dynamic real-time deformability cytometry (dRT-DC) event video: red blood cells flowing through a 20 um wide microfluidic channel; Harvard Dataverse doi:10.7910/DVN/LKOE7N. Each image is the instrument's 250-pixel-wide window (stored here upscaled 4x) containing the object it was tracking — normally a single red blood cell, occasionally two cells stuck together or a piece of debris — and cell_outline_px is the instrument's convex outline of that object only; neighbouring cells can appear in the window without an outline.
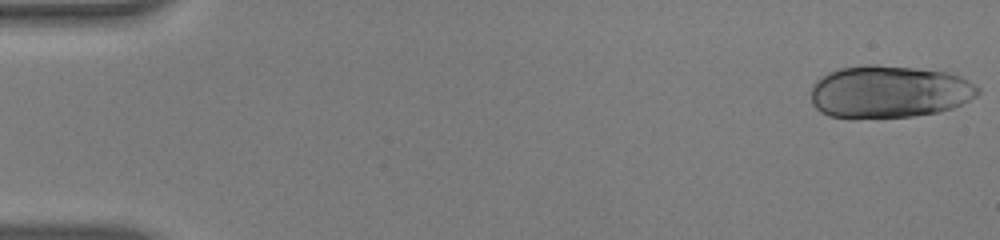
{"species": "human", "species_latin": "Homo sapiens", "temperature_condition": "warm", "stored_images_in_passage": 53, "camera_frame_rate_fps": 3000, "um_per_image_px": 0.085, "donor": {"sex": "male"}, "frame": {"image": 1, "passage_image": 1, "time_ms": 0.0, "image_size_px": [1000, 240], "cell_outline_px": [[980, 92], [976, 96], [952, 108], [936, 112], [912, 116], [828, 116], [820, 112], [812, 104], [812, 84], [816, 80], [828, 72], [840, 68], [868, 64], [876, 64], [916, 68], [948, 72], [960, 76], [968, 80], [980, 88]], "centroid_in_image_um": [75.58, 7.76], "position_along_channel_um": 9.4, "area_um2": 50.58}}
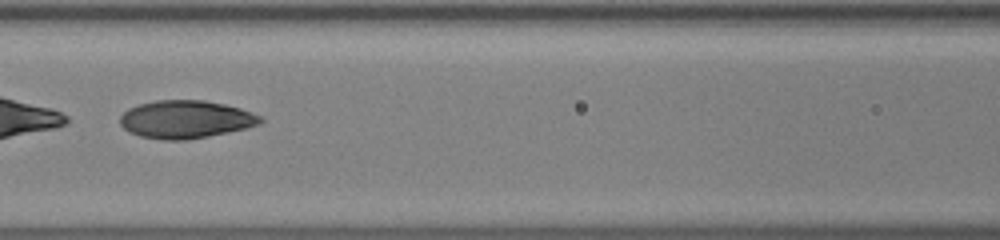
{"frame": {"image": 2, "passage_image": 25, "time_ms": 8.0, "image_size_px": [1000, 240], "cell_outline_px": [[264, 120], [260, 124], [228, 132], [188, 140], [164, 140], [140, 136], [128, 132], [120, 124], [120, 116], [128, 108], [140, 104], [156, 100], [204, 100], [224, 104], [240, 108], [264, 116]], "centroid_in_image_um": [15.79, 10.14], "position_along_channel_um": 150.8, "area_um2": 31.1}}
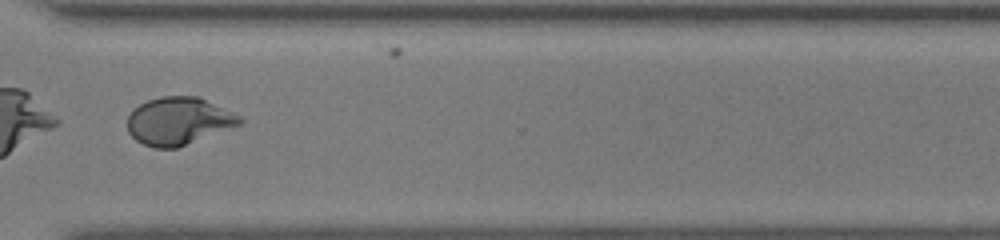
{"frame": {"image": 3, "passage_image": 41, "time_ms": 13.333, "image_size_px": [1000, 240], "cell_outline_px": [[244, 120], [240, 124], [176, 148], [152, 148], [136, 140], [128, 132], [128, 116], [132, 108], [148, 100], [160, 96], [196, 96], [240, 116]], "centroid_in_image_um": [15.12, 10.29], "position_along_channel_um": 355.5, "area_um2": 30.75}, "authors_computed_cell_mechanics": {"area_um2": 33.1194, "velocity_mm_per_s": 3.8434, "shape_relaxation_time_tau1_ms": 7.2573, "shape_relaxation_time_tau2_ms": 1.1357, "deformation_change_tau1": 0.2857, "deformation_change_tau2": 0.057}}